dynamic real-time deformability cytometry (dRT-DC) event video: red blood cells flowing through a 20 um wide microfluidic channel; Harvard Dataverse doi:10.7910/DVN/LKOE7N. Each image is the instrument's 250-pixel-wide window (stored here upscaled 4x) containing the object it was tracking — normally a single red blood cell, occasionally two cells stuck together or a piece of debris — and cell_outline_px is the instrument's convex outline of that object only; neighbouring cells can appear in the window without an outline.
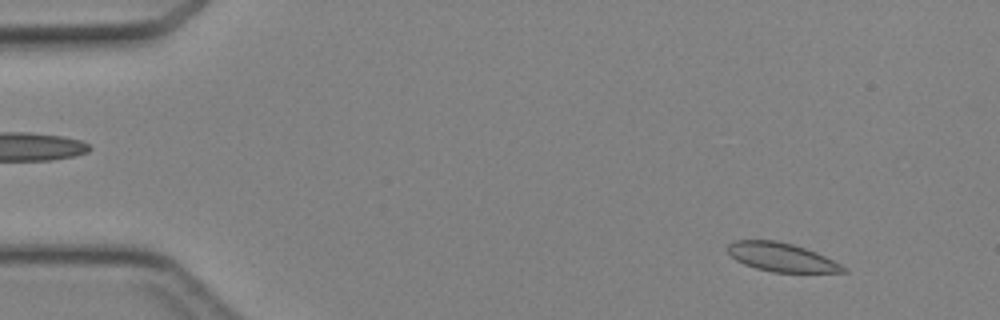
{"species": "Egyptian fruit bat (a non-hibernating species)", "species_latin": "Rousettus aegyptiacus", "temperature_condition": "cold", "stored_images_in_passage": 45, "camera_frame_rate_fps": 3000, "um_per_image_px": 0.085, "animal": {"sex": "female"}, "frame": {"image": 1, "passage_image": 4, "time_ms": 1.0, "image_size_px": [1000, 320], "cell_outline_px": [[848, 272], [772, 272], [756, 268], [744, 264], [736, 260], [728, 252], [728, 244], [736, 240], [776, 240], [792, 244], [816, 252], [848, 268]], "centroid_in_image_um": [66.42, 21.86], "position_along_channel_um": 18.6, "area_um2": 19.13}}
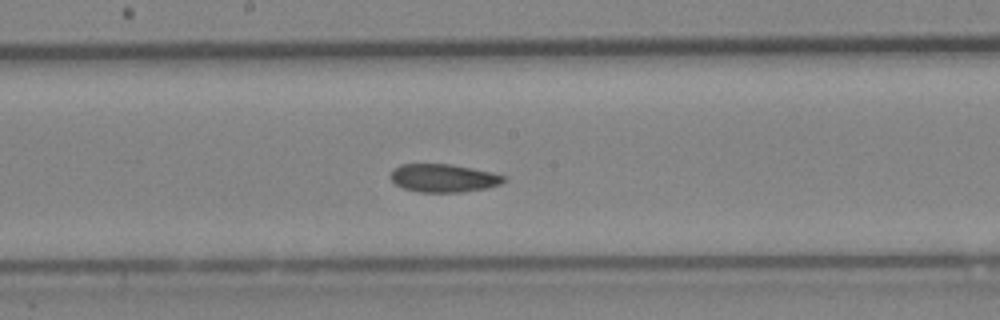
{"frame": {"image": 2, "passage_image": 24, "time_ms": 7.667, "image_size_px": [1000, 320], "cell_outline_px": [[508, 176], [500, 184], [484, 188], [460, 192], [416, 192], [404, 188], [396, 184], [388, 176], [392, 168], [400, 164], [452, 164], [492, 172]], "centroid_in_image_um": [37.65, 15.12], "position_along_channel_um": 210.5, "area_um2": 18.67}}
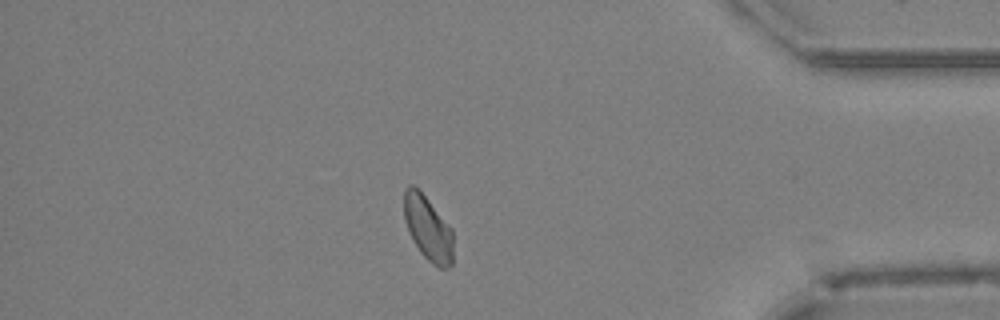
{"frame": {"image": 3, "passage_image": 39, "time_ms": 12.667, "image_size_px": [1000, 320], "cell_outline_px": [[452, 264], [448, 268], [440, 268], [432, 264], [420, 252], [412, 240], [404, 220], [404, 188], [408, 184], [412, 184], [428, 200], [452, 228]], "centroid_in_image_um": [36.36, 19.41], "position_along_channel_um": 398.8, "area_um2": 18.44}}